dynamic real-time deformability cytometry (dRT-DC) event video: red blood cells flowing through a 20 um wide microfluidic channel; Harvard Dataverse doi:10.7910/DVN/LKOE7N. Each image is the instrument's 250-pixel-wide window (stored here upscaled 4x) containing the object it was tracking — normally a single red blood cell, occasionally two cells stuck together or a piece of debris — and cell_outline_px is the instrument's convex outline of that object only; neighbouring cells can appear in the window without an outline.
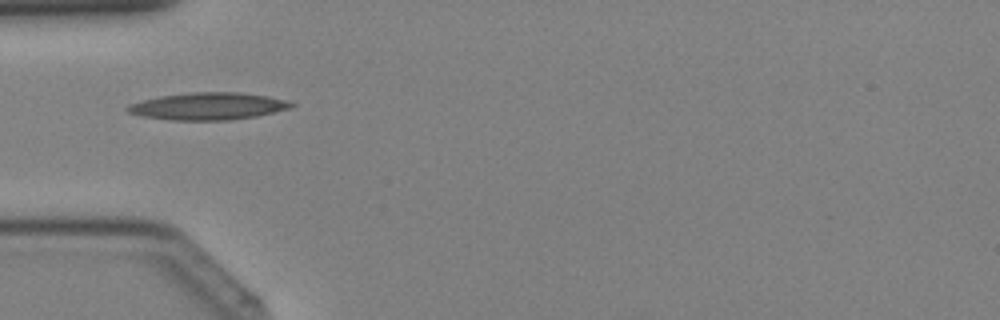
{"species": "Egyptian fruit bat (a non-hibernating species)", "species_latin": "Rousettus aegyptiacus", "temperature_condition": "cold", "stored_images_in_passage": 29, "camera_frame_rate_fps": 3000, "um_per_image_px": 0.085, "animal": {"sex": "female"}, "frame": {"image": 1, "passage_image": 2, "time_ms": 0.333, "image_size_px": [1000, 320], "cell_outline_px": [[296, 104], [292, 108], [256, 116], [228, 120], [172, 120], [140, 116], [128, 112], [124, 108], [128, 104], [160, 96], [192, 92], [240, 92], [268, 96], [284, 100]], "centroid_in_image_um": [17.68, 9.03], "position_along_channel_um": 67.3, "area_um2": 25.95}}
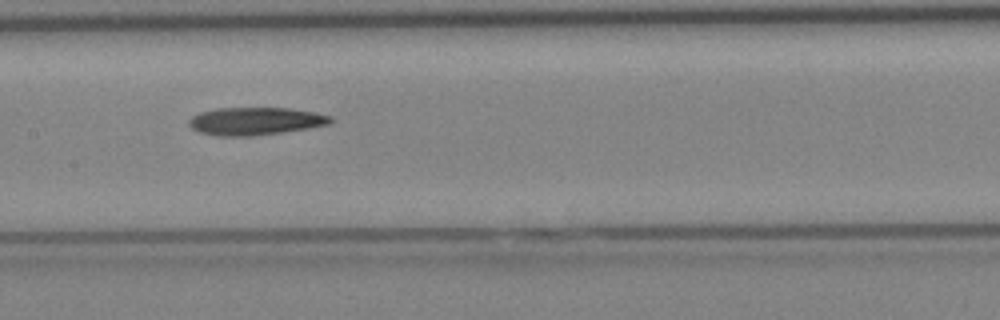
{"frame": {"image": 2, "passage_image": 9, "time_ms": 2.667, "image_size_px": [1000, 320], "cell_outline_px": [[332, 120], [328, 124], [308, 128], [252, 136], [216, 136], [200, 132], [192, 128], [188, 124], [188, 120], [192, 116], [200, 112], [216, 108], [288, 108], [312, 112], [332, 116]], "centroid_in_image_um": [21.65, 10.29], "position_along_channel_um": 185.7, "area_um2": 22.72}}
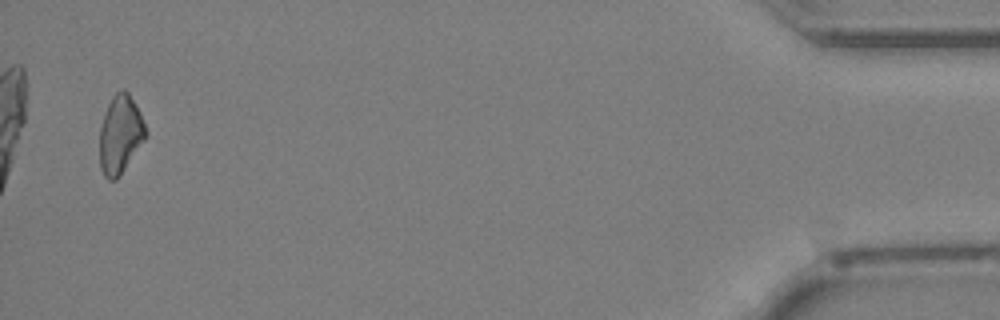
{"frame": {"image": 3, "passage_image": 28, "time_ms": 9.0, "image_size_px": [1000, 320], "cell_outline_px": [[148, 136], [116, 180], [108, 180], [104, 176], [100, 168], [100, 128], [104, 112], [112, 96], [116, 92], [124, 88], [128, 92], [136, 104], [140, 112], [148, 132]], "centroid_in_image_um": [10.23, 11.41], "position_along_channel_um": 425.0, "area_um2": 21.21}}